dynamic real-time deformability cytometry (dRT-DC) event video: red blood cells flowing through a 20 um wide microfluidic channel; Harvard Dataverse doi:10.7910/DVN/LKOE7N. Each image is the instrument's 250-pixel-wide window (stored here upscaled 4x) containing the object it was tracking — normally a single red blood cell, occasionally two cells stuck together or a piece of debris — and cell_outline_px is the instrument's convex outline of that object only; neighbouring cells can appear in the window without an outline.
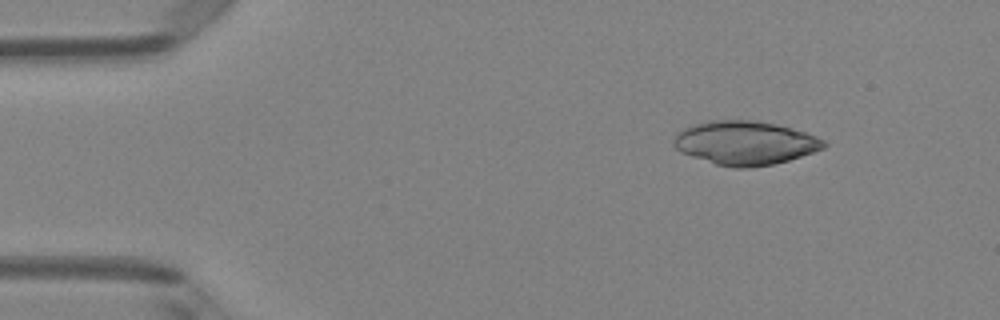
{"species": "Egyptian fruit bat (a non-hibernating species)", "species_latin": "Rousettus aegyptiacus", "temperature_condition": "room temperature", "stored_images_in_passage": 10, "camera_frame_rate_fps": 3000, "um_per_image_px": 0.085, "animal": {"sex": "female"}, "frame": {"image": 1, "passage_image": 1, "time_ms": 0.0, "image_size_px": [1000, 320], "cell_outline_px": [[828, 144], [824, 148], [788, 160], [772, 164], [748, 168], [736, 168], [716, 164], [680, 152], [672, 144], [672, 140], [676, 132], [692, 124], [708, 120], [756, 120], [776, 124], [804, 132], [816, 136], [824, 140]], "centroid_in_image_um": [63.29, 12.13], "position_along_channel_um": 21.7, "area_um2": 38.32}}